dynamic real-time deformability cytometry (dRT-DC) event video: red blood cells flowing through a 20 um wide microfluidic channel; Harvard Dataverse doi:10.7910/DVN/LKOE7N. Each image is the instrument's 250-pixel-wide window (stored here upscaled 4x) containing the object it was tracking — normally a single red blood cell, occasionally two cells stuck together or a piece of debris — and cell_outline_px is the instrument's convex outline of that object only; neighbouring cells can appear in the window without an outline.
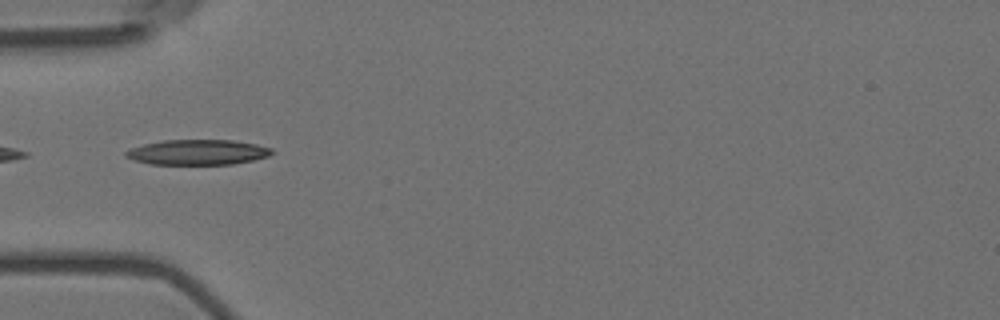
{"species": "Egyptian fruit bat (a non-hibernating species)", "species_latin": "Rousettus aegyptiacus", "temperature_condition": "room temperature", "stored_images_in_passage": 4, "camera_frame_rate_fps": 3000, "um_per_image_px": 0.085, "animal": {"sex": "female"}, "frame": {"image": 1, "passage_image": 4, "time_ms": 1.0, "image_size_px": [1000, 320], "cell_outline_px": [[276, 152], [268, 156], [252, 160], [232, 164], [148, 164], [132, 160], [124, 156], [124, 152], [128, 148], [144, 144], [164, 140], [232, 140], [256, 144], [272, 148]], "centroid_in_image_um": [16.76, 12.94], "position_along_channel_um": 68.2, "area_um2": 21.62}}